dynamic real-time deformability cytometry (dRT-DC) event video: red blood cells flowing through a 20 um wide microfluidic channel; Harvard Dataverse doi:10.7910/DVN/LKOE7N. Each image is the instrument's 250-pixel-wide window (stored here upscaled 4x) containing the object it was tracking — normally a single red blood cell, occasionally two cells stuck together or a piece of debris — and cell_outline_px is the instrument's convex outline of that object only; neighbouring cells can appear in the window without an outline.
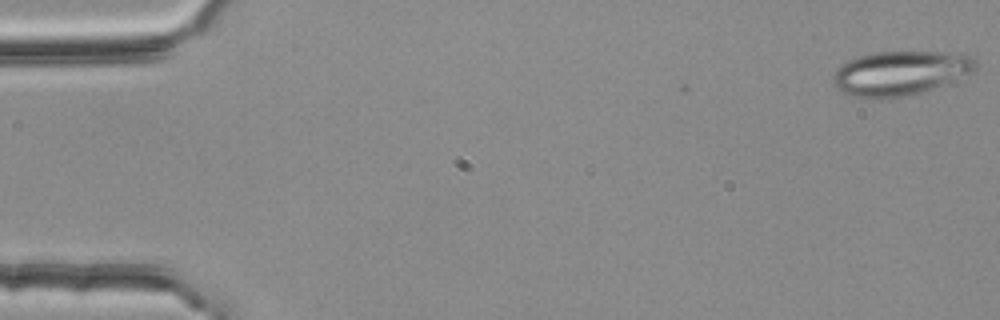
{"species": "common noctule bat (a hibernating species)", "species_latin": "Nyctalus noctula", "temperature_condition": "room temperature", "stored_images_in_passage": 3, "camera_frame_rate_fps": 3000, "um_per_image_px": 0.085, "animal": {"sex": "female", "body_mass_g": 25.1}, "frame": {"image": 1, "passage_image": 3, "time_ms": 0.667, "image_size_px": [1000, 320], "cell_outline_px": [[980, 64], [972, 72], [932, 88], [920, 92], [904, 96], [880, 100], [852, 96], [840, 92], [832, 84], [832, 76], [836, 68], [840, 64], [848, 60], [872, 52], [964, 52], [972, 56]], "centroid_in_image_um": [76.48, 6.21], "position_along_channel_um": 8.5, "area_um2": 37.34}}